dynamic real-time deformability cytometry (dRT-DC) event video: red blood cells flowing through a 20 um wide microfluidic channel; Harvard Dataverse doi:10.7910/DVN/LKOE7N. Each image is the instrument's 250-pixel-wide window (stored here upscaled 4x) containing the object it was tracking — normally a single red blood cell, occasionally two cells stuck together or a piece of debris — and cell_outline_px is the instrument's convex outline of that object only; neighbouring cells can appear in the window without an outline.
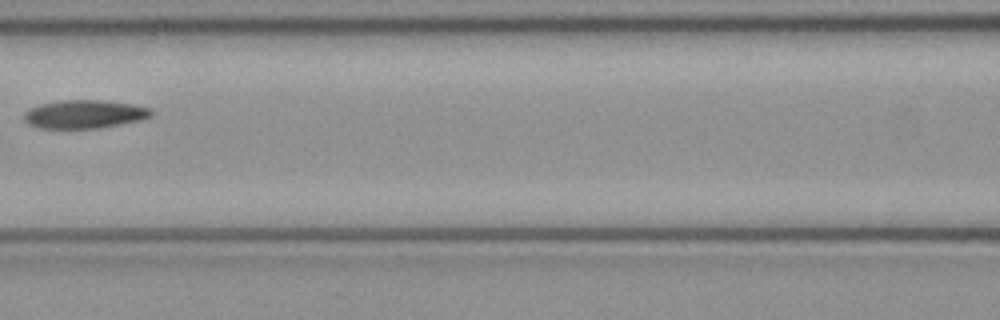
{"species": "common noctule bat (a hibernating species)", "species_latin": "Nyctalus noctula", "temperature_condition": "cold", "stored_images_in_passage": 5, "camera_frame_rate_fps": 3000, "um_per_image_px": 0.085, "animal": {"sex": "female", "body_mass_g": 21.9}, "frame": {"image": 1, "passage_image": 5, "time_ms": 1.333, "image_size_px": [1000, 320], "cell_outline_px": [[152, 116], [140, 120], [100, 128], [40, 128], [28, 124], [24, 120], [24, 112], [28, 108], [40, 104], [60, 100], [104, 100], [132, 104], [152, 108]], "centroid_in_image_um": [7.17, 9.7], "position_along_channel_um": 159.4, "area_um2": 21.15}}